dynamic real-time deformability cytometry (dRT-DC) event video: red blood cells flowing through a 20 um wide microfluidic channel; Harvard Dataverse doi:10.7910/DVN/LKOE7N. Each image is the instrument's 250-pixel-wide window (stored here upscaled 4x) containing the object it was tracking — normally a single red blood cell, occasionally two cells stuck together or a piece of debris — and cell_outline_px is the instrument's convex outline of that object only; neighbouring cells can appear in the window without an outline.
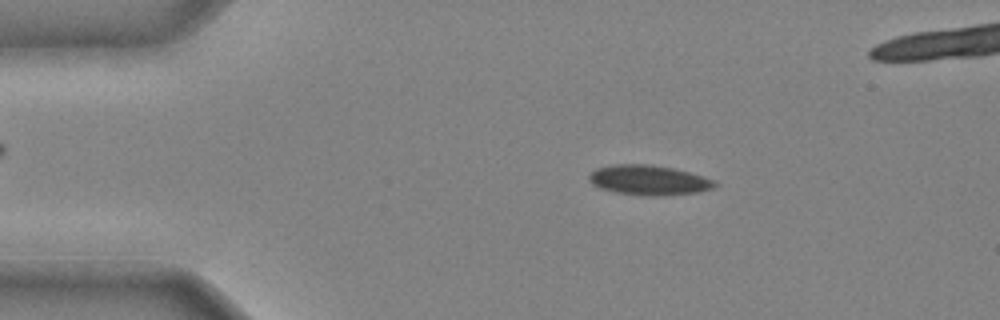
{"species": "common noctule bat (a hibernating species)", "species_latin": "Nyctalus noctula", "temperature_condition": "cold", "stored_images_in_passage": 41, "camera_frame_rate_fps": 3000, "um_per_image_px": 0.085, "animal": {"sex": "male", "body_mass_g": 20.4}, "frame": {"image": 1, "passage_image": 7, "time_ms": 2.0, "image_size_px": [1000, 320], "cell_outline_px": [[720, 184], [712, 188], [696, 192], [660, 196], [640, 196], [616, 192], [600, 188], [592, 184], [588, 180], [588, 176], [596, 168], [616, 164], [648, 164], [672, 168], [688, 172], [716, 180]], "centroid_in_image_um": [55.14, 15.32], "position_along_channel_um": 29.9, "area_um2": 21.96}}
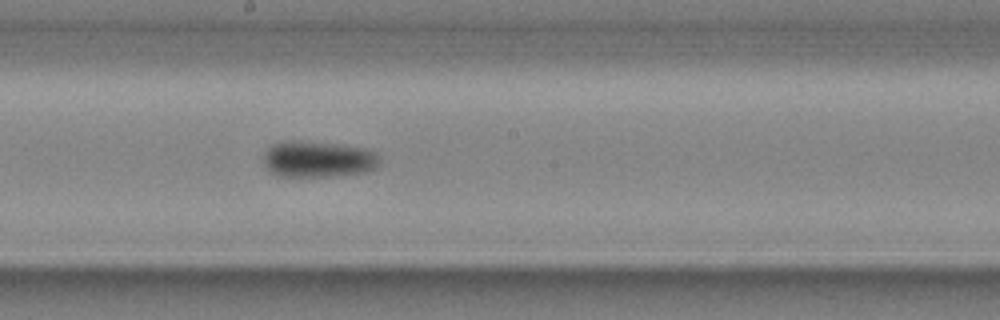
{"frame": {"image": 2, "passage_image": 23, "time_ms": 7.333, "image_size_px": [1000, 320], "cell_outline_px": [[380, 164], [376, 168], [368, 172], [336, 176], [276, 176], [264, 164], [264, 152], [272, 144], [284, 140], [300, 140], [340, 144], [364, 148], [376, 152]], "centroid_in_image_um": [27.05, 13.52], "position_along_channel_um": 221.2, "area_um2": 24.91}}
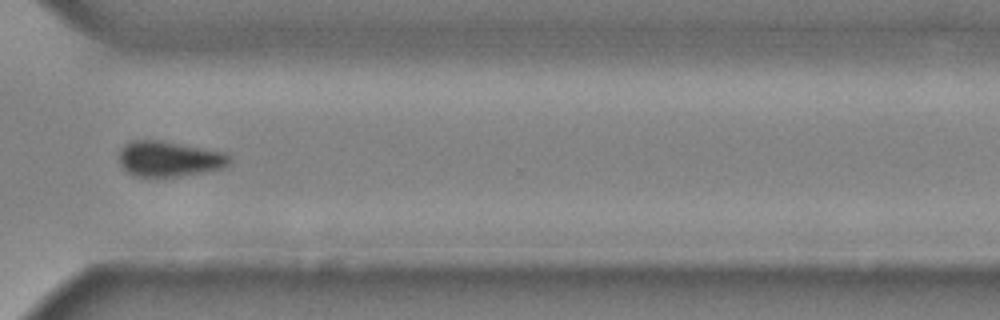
{"frame": {"image": 3, "passage_image": 32, "time_ms": 10.333, "image_size_px": [1000, 320], "cell_outline_px": [[232, 164], [224, 168], [208, 172], [180, 176], [136, 176], [128, 172], [120, 164], [120, 148], [124, 144], [132, 140], [160, 140], [224, 152], [232, 160]], "centroid_in_image_um": [14.42, 13.5], "position_along_channel_um": 356.2, "area_um2": 22.89}}